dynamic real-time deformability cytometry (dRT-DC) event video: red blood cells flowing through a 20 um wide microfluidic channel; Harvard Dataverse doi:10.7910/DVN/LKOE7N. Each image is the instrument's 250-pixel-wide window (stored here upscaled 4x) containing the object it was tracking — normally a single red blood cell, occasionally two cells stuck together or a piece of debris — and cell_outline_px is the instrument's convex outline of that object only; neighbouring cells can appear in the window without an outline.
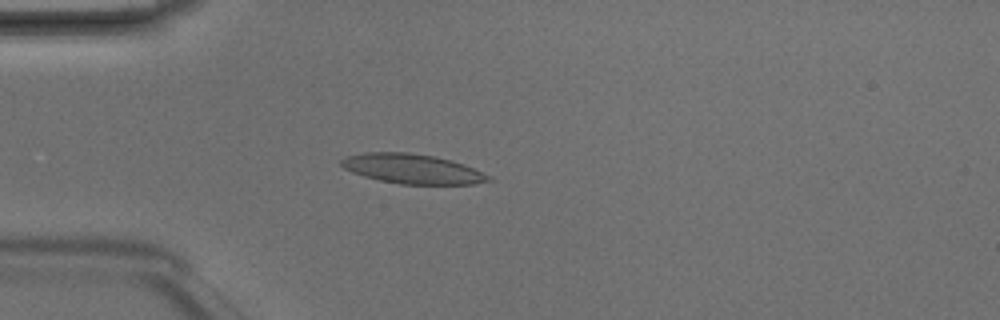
{"species": "Egyptian fruit bat (a non-hibernating species)", "species_latin": "Rousettus aegyptiacus", "temperature_condition": "room temperature", "stored_images_in_passage": 3, "camera_frame_rate_fps": 3000, "um_per_image_px": 0.085, "animal": {"sex": "male"}, "frame": {"image": 1, "passage_image": 3, "time_ms": 0.667, "image_size_px": [1000, 320], "cell_outline_px": [[492, 180], [472, 184], [400, 184], [380, 180], [364, 176], [352, 172], [344, 168], [340, 164], [340, 160], [344, 156], [364, 152], [408, 152], [436, 156], [452, 160], [464, 164], [492, 176]], "centroid_in_image_um": [35.04, 14.34], "position_along_channel_um": 50.0, "area_um2": 25.61}}